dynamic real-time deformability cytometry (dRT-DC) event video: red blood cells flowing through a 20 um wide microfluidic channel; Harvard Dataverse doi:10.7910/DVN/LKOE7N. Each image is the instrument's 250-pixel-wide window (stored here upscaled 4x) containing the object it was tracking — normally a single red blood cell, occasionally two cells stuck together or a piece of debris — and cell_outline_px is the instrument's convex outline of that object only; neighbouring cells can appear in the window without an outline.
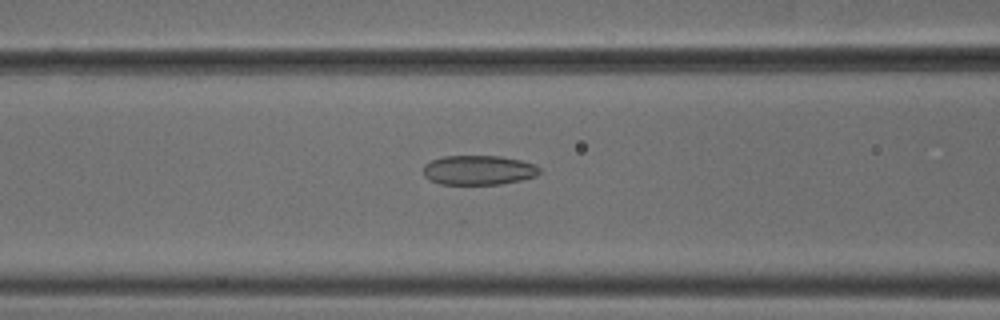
{"species": "common noctule bat (a hibernating species)", "species_latin": "Nyctalus noctula", "temperature_condition": "cold", "stored_images_in_passage": 53, "camera_frame_rate_fps": 3000, "um_per_image_px": 0.085, "animal": {"sex": "male", "body_mass_g": 18.8}, "frame": {"image": 1, "passage_image": 22, "time_ms": 7.0, "image_size_px": [1000, 320], "cell_outline_px": [[540, 172], [536, 176], [520, 180], [500, 184], [440, 184], [424, 176], [424, 164], [432, 160], [444, 156], [500, 156], [520, 160], [536, 164], [540, 168]], "centroid_in_image_um": [40.7, 14.45], "position_along_channel_um": 125.9, "area_um2": 19.94}}
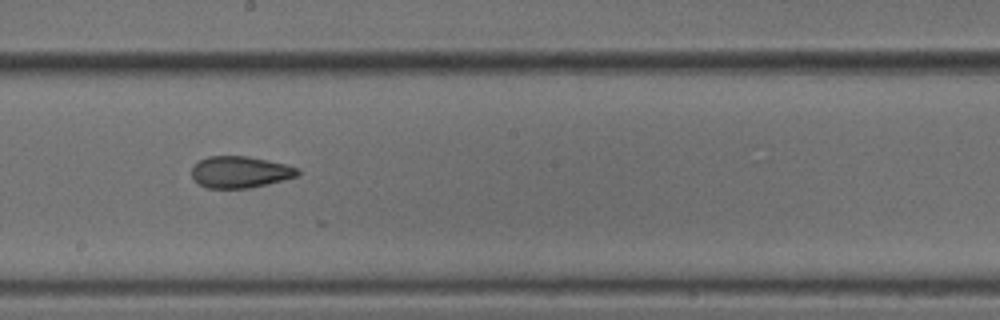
{"frame": {"image": 2, "passage_image": 30, "time_ms": 9.667, "image_size_px": [1000, 320], "cell_outline_px": [[300, 172], [296, 176], [248, 188], [208, 188], [200, 184], [192, 176], [192, 164], [208, 156], [248, 156], [288, 164], [300, 168]], "centroid_in_image_um": [20.4, 14.6], "position_along_channel_um": 227.8, "area_um2": 19.42}}
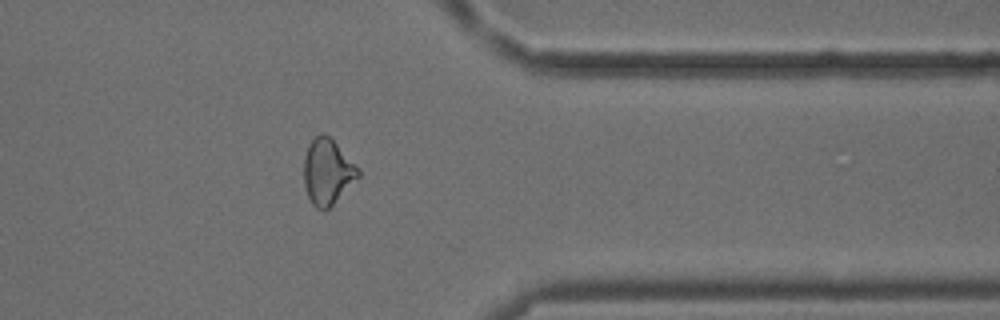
{"frame": {"image": 3, "passage_image": 43, "time_ms": 14.0, "image_size_px": [1000, 320], "cell_outline_px": [[360, 176], [328, 208], [316, 208], [312, 204], [308, 196], [304, 184], [304, 160], [308, 148], [312, 140], [320, 132], [324, 132], [360, 168]], "centroid_in_image_um": [27.84, 14.58], "position_along_channel_um": 383.6, "area_um2": 20.35}, "authors_computed_cell_mechanics": {"area_um2": 20.7502, "velocity_mm_per_s": 3.8136, "shape_relaxation_time_tau1_ms": 9.4437, "shape_relaxation_time_tau2_ms": 2.3913, "deformation_change_tau1": 0.17, "deformation_change_tau2": 0.0861}}